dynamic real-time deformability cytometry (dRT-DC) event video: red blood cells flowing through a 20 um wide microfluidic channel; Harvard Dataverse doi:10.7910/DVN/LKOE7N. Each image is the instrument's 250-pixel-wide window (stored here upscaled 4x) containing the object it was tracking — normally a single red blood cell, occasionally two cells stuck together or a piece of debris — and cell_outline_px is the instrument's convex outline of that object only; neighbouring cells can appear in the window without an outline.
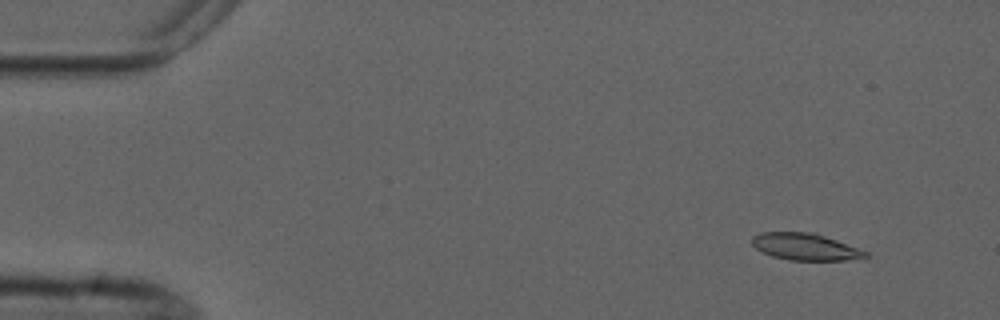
{"species": "common noctule bat (a hibernating species)", "species_latin": "Nyctalus noctula", "temperature_condition": "cold", "stored_images_in_passage": 6, "camera_frame_rate_fps": 3000, "um_per_image_px": 0.085, "animal": {"sex": "male", "forearm_length_mm": 52.5}, "frame": {"image": 1, "passage_image": 2, "time_ms": 1.333, "image_size_px": [1000, 320], "cell_outline_px": [[868, 256], [844, 260], [788, 260], [772, 256], [756, 248], [752, 244], [752, 236], [760, 232], [816, 232], [868, 252]], "centroid_in_image_um": [68.42, 20.96], "position_along_channel_um": 16.6, "area_um2": 17.69}}
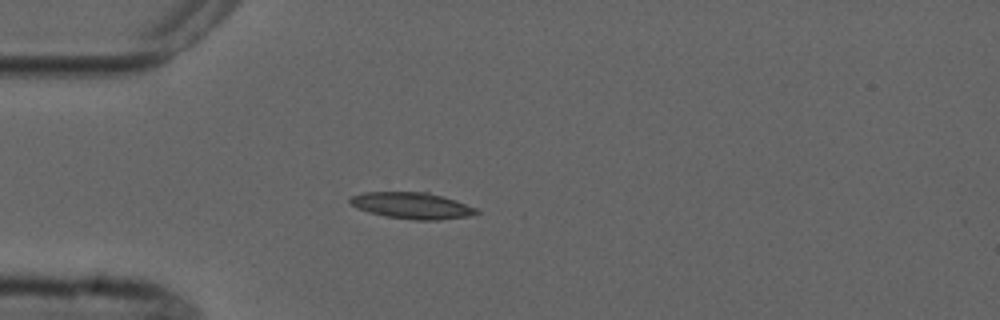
{"frame": {"image": 2, "passage_image": 5, "time_ms": 4.667, "image_size_px": [1000, 320], "cell_outline_px": [[480, 212], [468, 216], [436, 220], [416, 220], [388, 216], [368, 212], [356, 208], [348, 200], [352, 196], [364, 192], [428, 192], [456, 200], [476, 208]], "centroid_in_image_um": [35.01, 17.47], "position_along_channel_um": 50.0, "area_um2": 19.25}}